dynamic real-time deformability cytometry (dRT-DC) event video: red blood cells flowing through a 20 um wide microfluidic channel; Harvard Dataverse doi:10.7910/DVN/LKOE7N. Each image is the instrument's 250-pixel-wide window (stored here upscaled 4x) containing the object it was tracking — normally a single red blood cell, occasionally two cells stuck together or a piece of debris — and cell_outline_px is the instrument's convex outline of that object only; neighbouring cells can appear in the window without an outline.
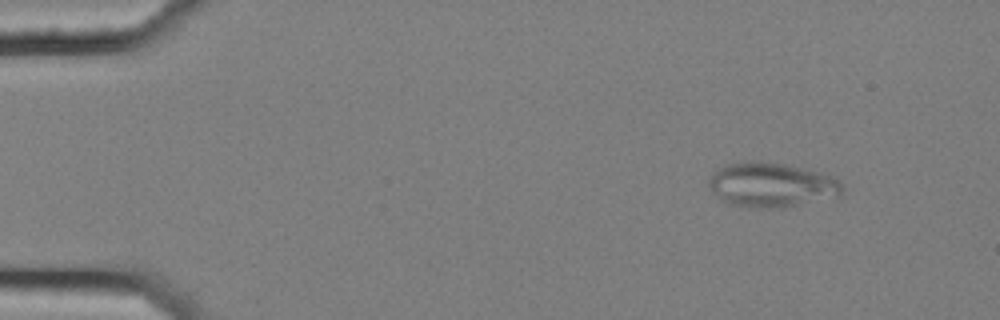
{"species": "common noctule bat (a hibernating species)", "species_latin": "Nyctalus noctula", "temperature_condition": "cold", "stored_images_in_passage": 5, "camera_frame_rate_fps": 3000, "um_per_image_px": 0.085, "animal": {"sex": "female", "body_mass_g": 25.1}, "frame": {"image": 1, "passage_image": 2, "time_ms": 0.333, "image_size_px": [1000, 320], "cell_outline_px": [[844, 188], [840, 196], [780, 208], [748, 208], [732, 204], [724, 200], [712, 192], [708, 188], [708, 180], [716, 168], [728, 164], [752, 160], [756, 160], [784, 164], [832, 176], [840, 180], [844, 184]], "centroid_in_image_um": [65.57, 15.72], "position_along_channel_um": 19.4, "area_um2": 34.74}}